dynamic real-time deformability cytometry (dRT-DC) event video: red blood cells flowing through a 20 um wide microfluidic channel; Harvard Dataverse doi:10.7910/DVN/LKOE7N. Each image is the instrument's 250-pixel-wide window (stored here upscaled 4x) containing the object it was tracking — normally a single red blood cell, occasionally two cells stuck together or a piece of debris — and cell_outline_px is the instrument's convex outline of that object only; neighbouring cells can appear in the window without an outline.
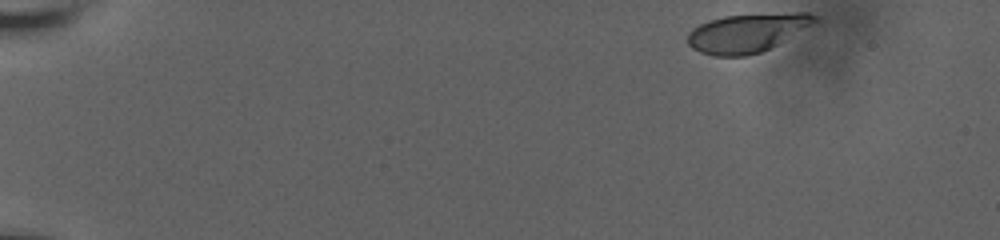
{"species": "human", "species_latin": "Homo sapiens", "temperature_condition": "room temperature", "stored_images_in_passage": 17, "camera_frame_rate_fps": 3000, "um_per_image_px": 0.085, "donor": {"sex": "male"}, "frame": {"image": 1, "passage_image": 1, "time_ms": 0.0, "image_size_px": [1000, 240], "cell_outline_px": [[816, 20], [776, 44], [760, 52], [744, 56], [712, 56], [700, 52], [692, 48], [688, 44], [688, 32], [692, 28], [708, 20], [724, 16], [796, 12], [808, 12], [816, 16]], "centroid_in_image_um": [63.4, 2.79], "position_along_channel_um": 21.6, "area_um2": 28.03}}
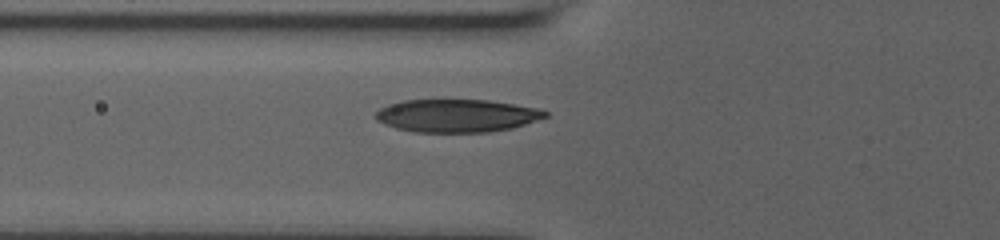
{"frame": {"image": 2, "passage_image": 15, "time_ms": 5.667, "image_size_px": [1000, 240], "cell_outline_px": [[548, 116], [512, 128], [488, 132], [412, 132], [396, 128], [384, 124], [376, 120], [376, 112], [380, 108], [388, 104], [404, 100], [488, 100], [536, 108], [548, 112]], "centroid_in_image_um": [38.79, 9.83], "position_along_channel_um": 87.0, "area_um2": 32.37}}
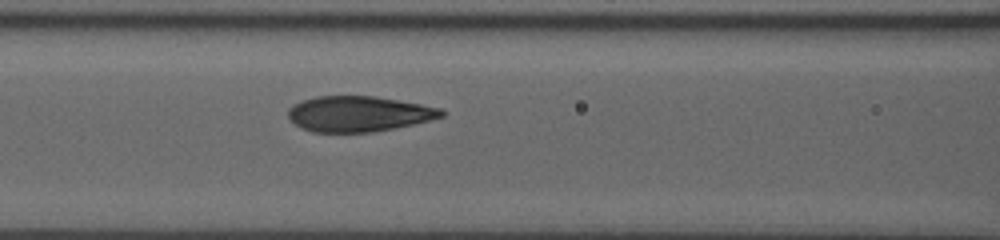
{"frame": {"image": 3, "passage_image": 17, "time_ms": 7.0, "image_size_px": [1000, 240], "cell_outline_px": [[444, 116], [412, 124], [372, 132], [312, 132], [300, 128], [288, 116], [288, 108], [292, 104], [316, 96], [372, 96], [420, 104], [440, 108], [444, 112]], "centroid_in_image_um": [30.43, 9.68], "position_along_channel_um": 136.2, "area_um2": 31.39}}